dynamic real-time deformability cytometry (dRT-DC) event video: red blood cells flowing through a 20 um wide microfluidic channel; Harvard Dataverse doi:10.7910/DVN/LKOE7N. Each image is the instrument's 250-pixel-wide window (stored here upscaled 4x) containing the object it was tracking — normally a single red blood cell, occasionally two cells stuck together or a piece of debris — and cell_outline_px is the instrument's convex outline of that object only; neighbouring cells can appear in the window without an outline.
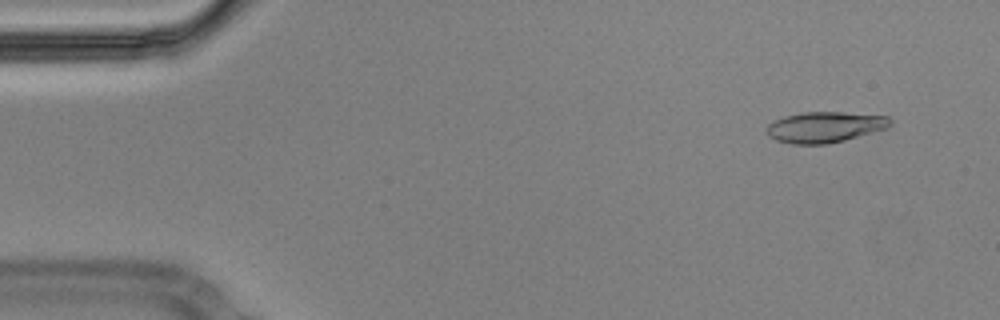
{"species": "Egyptian fruit bat (a non-hibernating species)", "species_latin": "Rousettus aegyptiacus", "temperature_condition": "cold", "stored_images_in_passage": 25, "camera_frame_rate_fps": 3000, "um_per_image_px": 0.085, "animal": {"sex": "male"}, "frame": {"image": 1, "passage_image": 3, "time_ms": 0.667, "image_size_px": [1000, 320], "cell_outline_px": [[892, 124], [888, 128], [844, 140], [828, 144], [792, 144], [776, 140], [768, 136], [764, 132], [768, 124], [784, 116], [804, 112], [844, 112], [888, 116], [892, 120]], "centroid_in_image_um": [70.11, 10.8], "position_along_channel_um": 14.9, "area_um2": 22.31}}
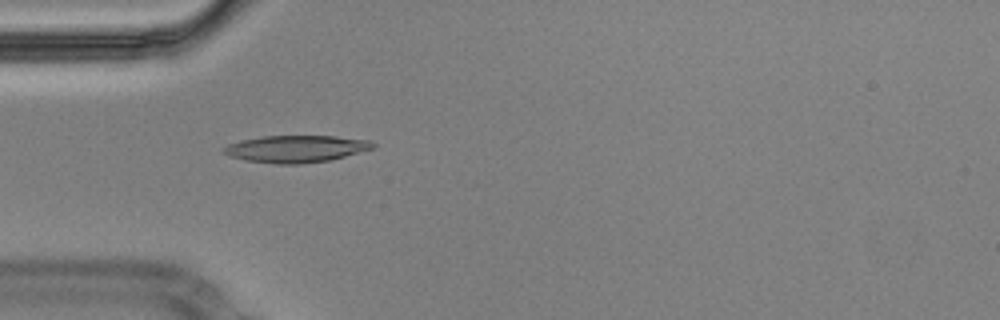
{"frame": {"image": 2, "passage_image": 15, "time_ms": 4.667, "image_size_px": [1000, 320], "cell_outline_px": [[376, 148], [328, 160], [300, 164], [276, 164], [244, 160], [228, 156], [224, 152], [224, 148], [228, 144], [240, 140], [260, 136], [336, 136], [372, 140], [376, 144]], "centroid_in_image_um": [25.18, 12.64], "position_along_channel_um": 59.8, "area_um2": 23.64}}
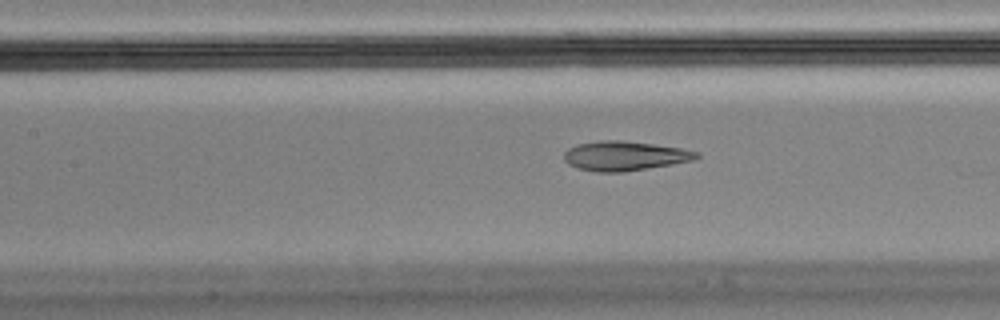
{"frame": {"image": 3, "passage_image": 23, "time_ms": 7.333, "image_size_px": [1000, 320], "cell_outline_px": [[700, 156], [692, 160], [672, 164], [624, 172], [596, 172], [580, 168], [568, 164], [564, 160], [564, 152], [568, 148], [576, 144], [600, 140], [620, 140], [652, 144], [680, 148], [700, 152]], "centroid_in_image_um": [53.07, 13.25], "position_along_channel_um": 154.3, "area_um2": 22.66}}